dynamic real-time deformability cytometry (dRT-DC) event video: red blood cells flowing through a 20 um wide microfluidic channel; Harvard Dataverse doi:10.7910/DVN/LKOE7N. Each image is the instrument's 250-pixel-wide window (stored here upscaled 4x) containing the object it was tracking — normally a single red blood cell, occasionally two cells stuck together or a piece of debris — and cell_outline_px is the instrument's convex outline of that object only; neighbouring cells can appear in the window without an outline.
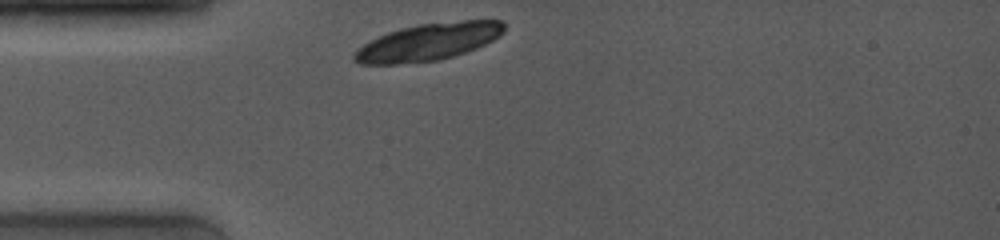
{"species": "common noctule bat (a hibernating species)", "species_latin": "Nyctalus noctula", "temperature_condition": "room temperature", "stored_images_in_passage": 4, "camera_frame_rate_fps": 4000, "um_per_image_px": 0.085, "animal": {"sex": "female", "body_mass_g": 19.0, "forearm_length_mm": 53.3}, "frame": {"image": 1, "passage_image": 1, "time_ms": 0.0, "image_size_px": [1000, 240], "cell_outline_px": [[504, 32], [500, 36], [476, 48], [440, 60], [396, 64], [360, 64], [352, 60], [352, 56], [364, 44], [388, 32], [420, 24], [464, 20], [500, 20], [504, 24]], "centroid_in_image_um": [36.42, 3.57], "position_along_channel_um": 48.6, "area_um2": 32.02}}